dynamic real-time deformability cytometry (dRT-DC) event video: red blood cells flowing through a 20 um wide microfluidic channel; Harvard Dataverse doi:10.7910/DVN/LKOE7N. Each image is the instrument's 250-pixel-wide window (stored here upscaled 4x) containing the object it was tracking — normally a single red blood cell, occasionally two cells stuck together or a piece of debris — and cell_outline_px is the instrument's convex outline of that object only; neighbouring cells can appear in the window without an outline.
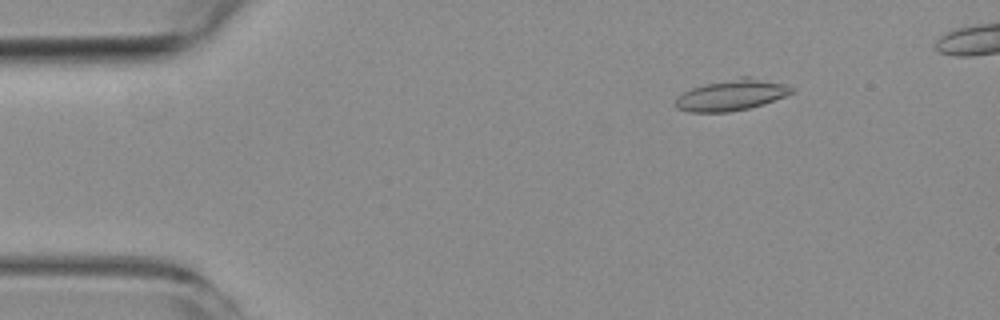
{"species": "common noctule bat (a hibernating species)", "species_latin": "Nyctalus noctula", "temperature_condition": "room temperature", "stored_images_in_passage": 5, "camera_frame_rate_fps": 3000, "um_per_image_px": 0.085, "animal": {"sex": "female", "body_mass_g": 19.3, "forearm_length_mm": 54.1}, "frame": {"image": 1, "passage_image": 2, "time_ms": 1.333, "image_size_px": [1000, 320], "cell_outline_px": [[796, 92], [764, 104], [748, 108], [728, 112], [688, 112], [676, 108], [676, 96], [692, 88], [704, 84], [740, 76], [748, 76], [784, 84], [796, 88]], "centroid_in_image_um": [62.2, 8.07], "position_along_channel_um": 22.8, "area_um2": 21.15}}